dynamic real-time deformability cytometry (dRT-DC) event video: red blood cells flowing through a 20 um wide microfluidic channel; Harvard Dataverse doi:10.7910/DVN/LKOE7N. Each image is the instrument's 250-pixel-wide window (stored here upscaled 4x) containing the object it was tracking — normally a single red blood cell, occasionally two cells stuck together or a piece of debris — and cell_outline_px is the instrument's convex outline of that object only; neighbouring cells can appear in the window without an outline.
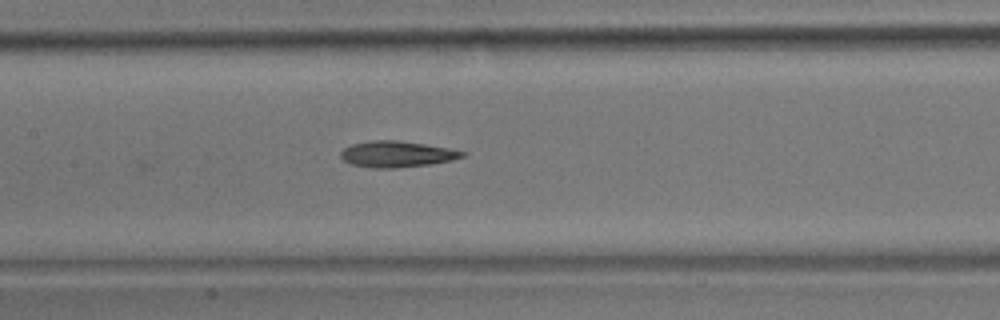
{"species": "common noctule bat (a hibernating species)", "species_latin": "Nyctalus noctula", "temperature_condition": "room temperature", "stored_images_in_passage": 9, "camera_frame_rate_fps": 3000, "um_per_image_px": 0.085, "animal": {"sex": "male", "body_mass_g": 17.9}, "frame": {"image": 1, "passage_image": 9, "time_ms": 10.667, "image_size_px": [1000, 320], "cell_outline_px": [[468, 152], [464, 156], [452, 160], [428, 164], [392, 168], [372, 168], [352, 164], [344, 160], [340, 156], [340, 152], [344, 148], [352, 144], [372, 140], [396, 140], [424, 144], [448, 148]], "centroid_in_image_um": [33.72, 13.09], "position_along_channel_um": 173.7, "area_um2": 18.32}}